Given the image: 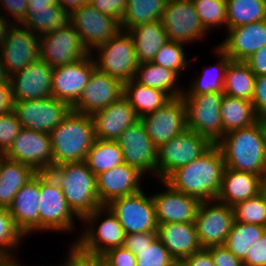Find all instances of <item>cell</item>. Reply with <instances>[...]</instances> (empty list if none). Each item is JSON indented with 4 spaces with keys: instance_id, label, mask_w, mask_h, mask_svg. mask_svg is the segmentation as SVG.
Instances as JSON below:
<instances>
[{
    "instance_id": "cell-11",
    "label": "cell",
    "mask_w": 266,
    "mask_h": 266,
    "mask_svg": "<svg viewBox=\"0 0 266 266\" xmlns=\"http://www.w3.org/2000/svg\"><path fill=\"white\" fill-rule=\"evenodd\" d=\"M3 155L30 166L36 173H49L53 168V151L48 133L22 128Z\"/></svg>"
},
{
    "instance_id": "cell-12",
    "label": "cell",
    "mask_w": 266,
    "mask_h": 266,
    "mask_svg": "<svg viewBox=\"0 0 266 266\" xmlns=\"http://www.w3.org/2000/svg\"><path fill=\"white\" fill-rule=\"evenodd\" d=\"M197 238L202 248L222 246L234 223L231 206L218 200L200 202L195 218Z\"/></svg>"
},
{
    "instance_id": "cell-26",
    "label": "cell",
    "mask_w": 266,
    "mask_h": 266,
    "mask_svg": "<svg viewBox=\"0 0 266 266\" xmlns=\"http://www.w3.org/2000/svg\"><path fill=\"white\" fill-rule=\"evenodd\" d=\"M226 36L225 40L217 46L231 60L245 61L260 48L266 46V19L228 28L226 30Z\"/></svg>"
},
{
    "instance_id": "cell-38",
    "label": "cell",
    "mask_w": 266,
    "mask_h": 266,
    "mask_svg": "<svg viewBox=\"0 0 266 266\" xmlns=\"http://www.w3.org/2000/svg\"><path fill=\"white\" fill-rule=\"evenodd\" d=\"M168 0H127V8L120 22L121 30L161 20Z\"/></svg>"
},
{
    "instance_id": "cell-50",
    "label": "cell",
    "mask_w": 266,
    "mask_h": 266,
    "mask_svg": "<svg viewBox=\"0 0 266 266\" xmlns=\"http://www.w3.org/2000/svg\"><path fill=\"white\" fill-rule=\"evenodd\" d=\"M101 13L110 15L121 22L127 8V0H88Z\"/></svg>"
},
{
    "instance_id": "cell-56",
    "label": "cell",
    "mask_w": 266,
    "mask_h": 266,
    "mask_svg": "<svg viewBox=\"0 0 266 266\" xmlns=\"http://www.w3.org/2000/svg\"><path fill=\"white\" fill-rule=\"evenodd\" d=\"M245 62L248 64L255 76L266 75V46H263L252 54Z\"/></svg>"
},
{
    "instance_id": "cell-29",
    "label": "cell",
    "mask_w": 266,
    "mask_h": 266,
    "mask_svg": "<svg viewBox=\"0 0 266 266\" xmlns=\"http://www.w3.org/2000/svg\"><path fill=\"white\" fill-rule=\"evenodd\" d=\"M259 175L225 167L216 200L233 207L260 193Z\"/></svg>"
},
{
    "instance_id": "cell-46",
    "label": "cell",
    "mask_w": 266,
    "mask_h": 266,
    "mask_svg": "<svg viewBox=\"0 0 266 266\" xmlns=\"http://www.w3.org/2000/svg\"><path fill=\"white\" fill-rule=\"evenodd\" d=\"M174 258L157 237L136 255V266H168Z\"/></svg>"
},
{
    "instance_id": "cell-40",
    "label": "cell",
    "mask_w": 266,
    "mask_h": 266,
    "mask_svg": "<svg viewBox=\"0 0 266 266\" xmlns=\"http://www.w3.org/2000/svg\"><path fill=\"white\" fill-rule=\"evenodd\" d=\"M226 30L266 19V0H226Z\"/></svg>"
},
{
    "instance_id": "cell-55",
    "label": "cell",
    "mask_w": 266,
    "mask_h": 266,
    "mask_svg": "<svg viewBox=\"0 0 266 266\" xmlns=\"http://www.w3.org/2000/svg\"><path fill=\"white\" fill-rule=\"evenodd\" d=\"M27 6L28 0H0L1 13L5 8L8 11L9 17L15 18V20H11L13 23H21L26 18Z\"/></svg>"
},
{
    "instance_id": "cell-44",
    "label": "cell",
    "mask_w": 266,
    "mask_h": 266,
    "mask_svg": "<svg viewBox=\"0 0 266 266\" xmlns=\"http://www.w3.org/2000/svg\"><path fill=\"white\" fill-rule=\"evenodd\" d=\"M184 45L183 43L168 40L158 50L151 62L175 71L181 76L182 70H184V68L186 69L191 62V59H189V61L186 59V53L183 48L185 47Z\"/></svg>"
},
{
    "instance_id": "cell-45",
    "label": "cell",
    "mask_w": 266,
    "mask_h": 266,
    "mask_svg": "<svg viewBox=\"0 0 266 266\" xmlns=\"http://www.w3.org/2000/svg\"><path fill=\"white\" fill-rule=\"evenodd\" d=\"M24 238L26 236L16 226L8 208L0 207V255L15 254V248Z\"/></svg>"
},
{
    "instance_id": "cell-10",
    "label": "cell",
    "mask_w": 266,
    "mask_h": 266,
    "mask_svg": "<svg viewBox=\"0 0 266 266\" xmlns=\"http://www.w3.org/2000/svg\"><path fill=\"white\" fill-rule=\"evenodd\" d=\"M120 222L125 234L158 230L152 195L144 190L113 199L106 205Z\"/></svg>"
},
{
    "instance_id": "cell-60",
    "label": "cell",
    "mask_w": 266,
    "mask_h": 266,
    "mask_svg": "<svg viewBox=\"0 0 266 266\" xmlns=\"http://www.w3.org/2000/svg\"><path fill=\"white\" fill-rule=\"evenodd\" d=\"M49 5H59V0H28L27 9L46 8Z\"/></svg>"
},
{
    "instance_id": "cell-19",
    "label": "cell",
    "mask_w": 266,
    "mask_h": 266,
    "mask_svg": "<svg viewBox=\"0 0 266 266\" xmlns=\"http://www.w3.org/2000/svg\"><path fill=\"white\" fill-rule=\"evenodd\" d=\"M91 53L76 62L53 68L52 97L72 108L80 98L83 88L96 68Z\"/></svg>"
},
{
    "instance_id": "cell-43",
    "label": "cell",
    "mask_w": 266,
    "mask_h": 266,
    "mask_svg": "<svg viewBox=\"0 0 266 266\" xmlns=\"http://www.w3.org/2000/svg\"><path fill=\"white\" fill-rule=\"evenodd\" d=\"M234 221L266 227V199L259 193L232 207Z\"/></svg>"
},
{
    "instance_id": "cell-54",
    "label": "cell",
    "mask_w": 266,
    "mask_h": 266,
    "mask_svg": "<svg viewBox=\"0 0 266 266\" xmlns=\"http://www.w3.org/2000/svg\"><path fill=\"white\" fill-rule=\"evenodd\" d=\"M213 259L214 266H244L243 261L237 258L224 245L207 248Z\"/></svg>"
},
{
    "instance_id": "cell-63",
    "label": "cell",
    "mask_w": 266,
    "mask_h": 266,
    "mask_svg": "<svg viewBox=\"0 0 266 266\" xmlns=\"http://www.w3.org/2000/svg\"><path fill=\"white\" fill-rule=\"evenodd\" d=\"M9 82V75L6 73V70L1 62L0 58V84L1 83H8Z\"/></svg>"
},
{
    "instance_id": "cell-34",
    "label": "cell",
    "mask_w": 266,
    "mask_h": 266,
    "mask_svg": "<svg viewBox=\"0 0 266 266\" xmlns=\"http://www.w3.org/2000/svg\"><path fill=\"white\" fill-rule=\"evenodd\" d=\"M224 134L252 126L259 121L251 101L224 94L220 105Z\"/></svg>"
},
{
    "instance_id": "cell-1",
    "label": "cell",
    "mask_w": 266,
    "mask_h": 266,
    "mask_svg": "<svg viewBox=\"0 0 266 266\" xmlns=\"http://www.w3.org/2000/svg\"><path fill=\"white\" fill-rule=\"evenodd\" d=\"M225 167L220 148L213 144L203 155L177 168L164 181L174 190L200 202L216 200Z\"/></svg>"
},
{
    "instance_id": "cell-7",
    "label": "cell",
    "mask_w": 266,
    "mask_h": 266,
    "mask_svg": "<svg viewBox=\"0 0 266 266\" xmlns=\"http://www.w3.org/2000/svg\"><path fill=\"white\" fill-rule=\"evenodd\" d=\"M181 97L186 108L187 129L217 144L225 135L220 113L224 93L183 94Z\"/></svg>"
},
{
    "instance_id": "cell-15",
    "label": "cell",
    "mask_w": 266,
    "mask_h": 266,
    "mask_svg": "<svg viewBox=\"0 0 266 266\" xmlns=\"http://www.w3.org/2000/svg\"><path fill=\"white\" fill-rule=\"evenodd\" d=\"M72 27L80 36L82 44L93 54V49L106 43L120 30V22L114 17L101 13L86 3L71 12Z\"/></svg>"
},
{
    "instance_id": "cell-36",
    "label": "cell",
    "mask_w": 266,
    "mask_h": 266,
    "mask_svg": "<svg viewBox=\"0 0 266 266\" xmlns=\"http://www.w3.org/2000/svg\"><path fill=\"white\" fill-rule=\"evenodd\" d=\"M256 76L245 61L230 60L223 85L227 96L251 101Z\"/></svg>"
},
{
    "instance_id": "cell-23",
    "label": "cell",
    "mask_w": 266,
    "mask_h": 266,
    "mask_svg": "<svg viewBox=\"0 0 266 266\" xmlns=\"http://www.w3.org/2000/svg\"><path fill=\"white\" fill-rule=\"evenodd\" d=\"M145 177L136 167L125 162L96 175L99 203L107 205L113 199L138 193Z\"/></svg>"
},
{
    "instance_id": "cell-24",
    "label": "cell",
    "mask_w": 266,
    "mask_h": 266,
    "mask_svg": "<svg viewBox=\"0 0 266 266\" xmlns=\"http://www.w3.org/2000/svg\"><path fill=\"white\" fill-rule=\"evenodd\" d=\"M93 121L95 138L116 141L128 127L140 118L129 100L123 95L114 103L90 115Z\"/></svg>"
},
{
    "instance_id": "cell-8",
    "label": "cell",
    "mask_w": 266,
    "mask_h": 266,
    "mask_svg": "<svg viewBox=\"0 0 266 266\" xmlns=\"http://www.w3.org/2000/svg\"><path fill=\"white\" fill-rule=\"evenodd\" d=\"M93 51L98 53L94 56L98 70L118 79L123 84L134 79L139 63L136 59L133 39L128 31L120 30Z\"/></svg>"
},
{
    "instance_id": "cell-30",
    "label": "cell",
    "mask_w": 266,
    "mask_h": 266,
    "mask_svg": "<svg viewBox=\"0 0 266 266\" xmlns=\"http://www.w3.org/2000/svg\"><path fill=\"white\" fill-rule=\"evenodd\" d=\"M37 173L27 165L0 157V207L8 208L23 185Z\"/></svg>"
},
{
    "instance_id": "cell-35",
    "label": "cell",
    "mask_w": 266,
    "mask_h": 266,
    "mask_svg": "<svg viewBox=\"0 0 266 266\" xmlns=\"http://www.w3.org/2000/svg\"><path fill=\"white\" fill-rule=\"evenodd\" d=\"M139 118L156 111L171 98L163 91L150 88L134 79L124 83V94Z\"/></svg>"
},
{
    "instance_id": "cell-32",
    "label": "cell",
    "mask_w": 266,
    "mask_h": 266,
    "mask_svg": "<svg viewBox=\"0 0 266 266\" xmlns=\"http://www.w3.org/2000/svg\"><path fill=\"white\" fill-rule=\"evenodd\" d=\"M180 76L168 68L153 62L139 63L134 80L142 85L165 92L170 98L181 97L184 89L180 88Z\"/></svg>"
},
{
    "instance_id": "cell-59",
    "label": "cell",
    "mask_w": 266,
    "mask_h": 266,
    "mask_svg": "<svg viewBox=\"0 0 266 266\" xmlns=\"http://www.w3.org/2000/svg\"><path fill=\"white\" fill-rule=\"evenodd\" d=\"M88 3V0H59V6L67 11L72 12L80 8L82 5Z\"/></svg>"
},
{
    "instance_id": "cell-65",
    "label": "cell",
    "mask_w": 266,
    "mask_h": 266,
    "mask_svg": "<svg viewBox=\"0 0 266 266\" xmlns=\"http://www.w3.org/2000/svg\"><path fill=\"white\" fill-rule=\"evenodd\" d=\"M168 266H186L183 260L174 259Z\"/></svg>"
},
{
    "instance_id": "cell-9",
    "label": "cell",
    "mask_w": 266,
    "mask_h": 266,
    "mask_svg": "<svg viewBox=\"0 0 266 266\" xmlns=\"http://www.w3.org/2000/svg\"><path fill=\"white\" fill-rule=\"evenodd\" d=\"M212 145L206 137L184 130L157 148L156 178L164 181L177 168L199 158Z\"/></svg>"
},
{
    "instance_id": "cell-57",
    "label": "cell",
    "mask_w": 266,
    "mask_h": 266,
    "mask_svg": "<svg viewBox=\"0 0 266 266\" xmlns=\"http://www.w3.org/2000/svg\"><path fill=\"white\" fill-rule=\"evenodd\" d=\"M183 261L186 266H214L212 255L207 248H201Z\"/></svg>"
},
{
    "instance_id": "cell-48",
    "label": "cell",
    "mask_w": 266,
    "mask_h": 266,
    "mask_svg": "<svg viewBox=\"0 0 266 266\" xmlns=\"http://www.w3.org/2000/svg\"><path fill=\"white\" fill-rule=\"evenodd\" d=\"M66 260L56 266H100L103 261L98 255L83 252L75 243H71Z\"/></svg>"
},
{
    "instance_id": "cell-13",
    "label": "cell",
    "mask_w": 266,
    "mask_h": 266,
    "mask_svg": "<svg viewBox=\"0 0 266 266\" xmlns=\"http://www.w3.org/2000/svg\"><path fill=\"white\" fill-rule=\"evenodd\" d=\"M161 22L168 40L185 45L196 43L208 34L191 0H168Z\"/></svg>"
},
{
    "instance_id": "cell-21",
    "label": "cell",
    "mask_w": 266,
    "mask_h": 266,
    "mask_svg": "<svg viewBox=\"0 0 266 266\" xmlns=\"http://www.w3.org/2000/svg\"><path fill=\"white\" fill-rule=\"evenodd\" d=\"M124 94V84L95 68L88 84L71 110L91 115L117 101Z\"/></svg>"
},
{
    "instance_id": "cell-4",
    "label": "cell",
    "mask_w": 266,
    "mask_h": 266,
    "mask_svg": "<svg viewBox=\"0 0 266 266\" xmlns=\"http://www.w3.org/2000/svg\"><path fill=\"white\" fill-rule=\"evenodd\" d=\"M49 173L59 183L69 207L81 220L101 206L96 176L85 161L54 166Z\"/></svg>"
},
{
    "instance_id": "cell-6",
    "label": "cell",
    "mask_w": 266,
    "mask_h": 266,
    "mask_svg": "<svg viewBox=\"0 0 266 266\" xmlns=\"http://www.w3.org/2000/svg\"><path fill=\"white\" fill-rule=\"evenodd\" d=\"M75 218L59 183L50 173H40L39 231L71 232Z\"/></svg>"
},
{
    "instance_id": "cell-51",
    "label": "cell",
    "mask_w": 266,
    "mask_h": 266,
    "mask_svg": "<svg viewBox=\"0 0 266 266\" xmlns=\"http://www.w3.org/2000/svg\"><path fill=\"white\" fill-rule=\"evenodd\" d=\"M157 237V231L127 234L123 246L137 255L140 250L149 246Z\"/></svg>"
},
{
    "instance_id": "cell-33",
    "label": "cell",
    "mask_w": 266,
    "mask_h": 266,
    "mask_svg": "<svg viewBox=\"0 0 266 266\" xmlns=\"http://www.w3.org/2000/svg\"><path fill=\"white\" fill-rule=\"evenodd\" d=\"M21 23L31 32L40 36L71 26V12L62 9L59 5L27 9L26 18Z\"/></svg>"
},
{
    "instance_id": "cell-14",
    "label": "cell",
    "mask_w": 266,
    "mask_h": 266,
    "mask_svg": "<svg viewBox=\"0 0 266 266\" xmlns=\"http://www.w3.org/2000/svg\"><path fill=\"white\" fill-rule=\"evenodd\" d=\"M70 110L66 103L52 96L15 101L13 108L22 128L48 134L62 122Z\"/></svg>"
},
{
    "instance_id": "cell-66",
    "label": "cell",
    "mask_w": 266,
    "mask_h": 266,
    "mask_svg": "<svg viewBox=\"0 0 266 266\" xmlns=\"http://www.w3.org/2000/svg\"><path fill=\"white\" fill-rule=\"evenodd\" d=\"M259 120H260V122H261V125H262V128H263V131H264L265 142H266V116L263 117V118H260Z\"/></svg>"
},
{
    "instance_id": "cell-22",
    "label": "cell",
    "mask_w": 266,
    "mask_h": 266,
    "mask_svg": "<svg viewBox=\"0 0 266 266\" xmlns=\"http://www.w3.org/2000/svg\"><path fill=\"white\" fill-rule=\"evenodd\" d=\"M52 73L47 63L38 59L9 76L14 101L52 96Z\"/></svg>"
},
{
    "instance_id": "cell-2",
    "label": "cell",
    "mask_w": 266,
    "mask_h": 266,
    "mask_svg": "<svg viewBox=\"0 0 266 266\" xmlns=\"http://www.w3.org/2000/svg\"><path fill=\"white\" fill-rule=\"evenodd\" d=\"M227 168L261 176L266 171V142L260 120L230 131L216 144Z\"/></svg>"
},
{
    "instance_id": "cell-37",
    "label": "cell",
    "mask_w": 266,
    "mask_h": 266,
    "mask_svg": "<svg viewBox=\"0 0 266 266\" xmlns=\"http://www.w3.org/2000/svg\"><path fill=\"white\" fill-rule=\"evenodd\" d=\"M214 51L218 56L216 65H214L213 68H210V66L205 67L203 73L198 75V78L196 77V79L190 83L189 89L184 88V94L198 95L203 93L223 92L226 69L231 59L219 46H216Z\"/></svg>"
},
{
    "instance_id": "cell-20",
    "label": "cell",
    "mask_w": 266,
    "mask_h": 266,
    "mask_svg": "<svg viewBox=\"0 0 266 266\" xmlns=\"http://www.w3.org/2000/svg\"><path fill=\"white\" fill-rule=\"evenodd\" d=\"M116 141L126 164L136 167L144 175L149 173L156 177L157 147L140 120L125 129Z\"/></svg>"
},
{
    "instance_id": "cell-53",
    "label": "cell",
    "mask_w": 266,
    "mask_h": 266,
    "mask_svg": "<svg viewBox=\"0 0 266 266\" xmlns=\"http://www.w3.org/2000/svg\"><path fill=\"white\" fill-rule=\"evenodd\" d=\"M257 117L266 116V75L256 76L254 91L251 98Z\"/></svg>"
},
{
    "instance_id": "cell-17",
    "label": "cell",
    "mask_w": 266,
    "mask_h": 266,
    "mask_svg": "<svg viewBox=\"0 0 266 266\" xmlns=\"http://www.w3.org/2000/svg\"><path fill=\"white\" fill-rule=\"evenodd\" d=\"M39 49V59L51 68L76 62L90 54L72 25L40 35Z\"/></svg>"
},
{
    "instance_id": "cell-27",
    "label": "cell",
    "mask_w": 266,
    "mask_h": 266,
    "mask_svg": "<svg viewBox=\"0 0 266 266\" xmlns=\"http://www.w3.org/2000/svg\"><path fill=\"white\" fill-rule=\"evenodd\" d=\"M40 173L21 187L8 207L16 226L28 238L39 232Z\"/></svg>"
},
{
    "instance_id": "cell-28",
    "label": "cell",
    "mask_w": 266,
    "mask_h": 266,
    "mask_svg": "<svg viewBox=\"0 0 266 266\" xmlns=\"http://www.w3.org/2000/svg\"><path fill=\"white\" fill-rule=\"evenodd\" d=\"M157 233L158 238L176 260H183L202 248L194 222L158 224Z\"/></svg>"
},
{
    "instance_id": "cell-58",
    "label": "cell",
    "mask_w": 266,
    "mask_h": 266,
    "mask_svg": "<svg viewBox=\"0 0 266 266\" xmlns=\"http://www.w3.org/2000/svg\"><path fill=\"white\" fill-rule=\"evenodd\" d=\"M14 99L10 83L0 84V114H7L13 111Z\"/></svg>"
},
{
    "instance_id": "cell-18",
    "label": "cell",
    "mask_w": 266,
    "mask_h": 266,
    "mask_svg": "<svg viewBox=\"0 0 266 266\" xmlns=\"http://www.w3.org/2000/svg\"><path fill=\"white\" fill-rule=\"evenodd\" d=\"M140 121L158 148L187 129L185 103L182 97L171 98L161 108L140 118Z\"/></svg>"
},
{
    "instance_id": "cell-16",
    "label": "cell",
    "mask_w": 266,
    "mask_h": 266,
    "mask_svg": "<svg viewBox=\"0 0 266 266\" xmlns=\"http://www.w3.org/2000/svg\"><path fill=\"white\" fill-rule=\"evenodd\" d=\"M39 50V36L22 23L12 22L0 49L1 62L6 73L11 76L36 62L39 59Z\"/></svg>"
},
{
    "instance_id": "cell-49",
    "label": "cell",
    "mask_w": 266,
    "mask_h": 266,
    "mask_svg": "<svg viewBox=\"0 0 266 266\" xmlns=\"http://www.w3.org/2000/svg\"><path fill=\"white\" fill-rule=\"evenodd\" d=\"M101 258L106 266H136V255L124 246L110 249Z\"/></svg>"
},
{
    "instance_id": "cell-25",
    "label": "cell",
    "mask_w": 266,
    "mask_h": 266,
    "mask_svg": "<svg viewBox=\"0 0 266 266\" xmlns=\"http://www.w3.org/2000/svg\"><path fill=\"white\" fill-rule=\"evenodd\" d=\"M161 183L165 186V191L152 194L157 223L194 222L200 201L174 190L165 181H160Z\"/></svg>"
},
{
    "instance_id": "cell-41",
    "label": "cell",
    "mask_w": 266,
    "mask_h": 266,
    "mask_svg": "<svg viewBox=\"0 0 266 266\" xmlns=\"http://www.w3.org/2000/svg\"><path fill=\"white\" fill-rule=\"evenodd\" d=\"M266 232V227L234 221L224 246L237 258L243 260L250 246Z\"/></svg>"
},
{
    "instance_id": "cell-39",
    "label": "cell",
    "mask_w": 266,
    "mask_h": 266,
    "mask_svg": "<svg viewBox=\"0 0 266 266\" xmlns=\"http://www.w3.org/2000/svg\"><path fill=\"white\" fill-rule=\"evenodd\" d=\"M85 162L96 176L122 164L124 159L117 141L95 139Z\"/></svg>"
},
{
    "instance_id": "cell-62",
    "label": "cell",
    "mask_w": 266,
    "mask_h": 266,
    "mask_svg": "<svg viewBox=\"0 0 266 266\" xmlns=\"http://www.w3.org/2000/svg\"><path fill=\"white\" fill-rule=\"evenodd\" d=\"M16 254L0 255V266H20L21 263L15 256Z\"/></svg>"
},
{
    "instance_id": "cell-42",
    "label": "cell",
    "mask_w": 266,
    "mask_h": 266,
    "mask_svg": "<svg viewBox=\"0 0 266 266\" xmlns=\"http://www.w3.org/2000/svg\"><path fill=\"white\" fill-rule=\"evenodd\" d=\"M204 29L209 33L215 27L226 26V0H191Z\"/></svg>"
},
{
    "instance_id": "cell-64",
    "label": "cell",
    "mask_w": 266,
    "mask_h": 266,
    "mask_svg": "<svg viewBox=\"0 0 266 266\" xmlns=\"http://www.w3.org/2000/svg\"><path fill=\"white\" fill-rule=\"evenodd\" d=\"M260 193L266 199V171L260 177Z\"/></svg>"
},
{
    "instance_id": "cell-61",
    "label": "cell",
    "mask_w": 266,
    "mask_h": 266,
    "mask_svg": "<svg viewBox=\"0 0 266 266\" xmlns=\"http://www.w3.org/2000/svg\"><path fill=\"white\" fill-rule=\"evenodd\" d=\"M3 14L4 16H0V49L2 48V43L6 39L8 28L12 24V22L9 21L10 18H8L5 13Z\"/></svg>"
},
{
    "instance_id": "cell-5",
    "label": "cell",
    "mask_w": 266,
    "mask_h": 266,
    "mask_svg": "<svg viewBox=\"0 0 266 266\" xmlns=\"http://www.w3.org/2000/svg\"><path fill=\"white\" fill-rule=\"evenodd\" d=\"M103 217V220L101 219ZM100 218V219H99ZM101 221L100 223L98 221ZM85 231L74 241L83 252L102 256L110 249L124 245L125 231L106 205H101L82 220ZM98 223V226H96ZM87 224V225H86Z\"/></svg>"
},
{
    "instance_id": "cell-3",
    "label": "cell",
    "mask_w": 266,
    "mask_h": 266,
    "mask_svg": "<svg viewBox=\"0 0 266 266\" xmlns=\"http://www.w3.org/2000/svg\"><path fill=\"white\" fill-rule=\"evenodd\" d=\"M53 167L63 163L85 161L95 141L90 115L70 110L50 133Z\"/></svg>"
},
{
    "instance_id": "cell-47",
    "label": "cell",
    "mask_w": 266,
    "mask_h": 266,
    "mask_svg": "<svg viewBox=\"0 0 266 266\" xmlns=\"http://www.w3.org/2000/svg\"><path fill=\"white\" fill-rule=\"evenodd\" d=\"M21 130L22 125L14 111L0 114V153L2 155L8 150Z\"/></svg>"
},
{
    "instance_id": "cell-52",
    "label": "cell",
    "mask_w": 266,
    "mask_h": 266,
    "mask_svg": "<svg viewBox=\"0 0 266 266\" xmlns=\"http://www.w3.org/2000/svg\"><path fill=\"white\" fill-rule=\"evenodd\" d=\"M242 261L244 266H266V232L250 246Z\"/></svg>"
},
{
    "instance_id": "cell-31",
    "label": "cell",
    "mask_w": 266,
    "mask_h": 266,
    "mask_svg": "<svg viewBox=\"0 0 266 266\" xmlns=\"http://www.w3.org/2000/svg\"><path fill=\"white\" fill-rule=\"evenodd\" d=\"M131 35L138 63L151 62L158 50L168 41L161 20L135 26L128 30Z\"/></svg>"
}]
</instances>
